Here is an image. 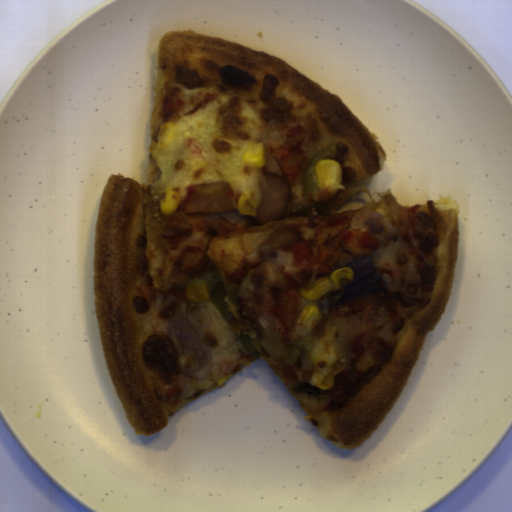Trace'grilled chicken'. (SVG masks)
<instances>
[{"label": "grilled chicken", "instance_id": "obj_1", "mask_svg": "<svg viewBox=\"0 0 512 512\" xmlns=\"http://www.w3.org/2000/svg\"><path fill=\"white\" fill-rule=\"evenodd\" d=\"M312 240H296L286 247L300 264H309L313 273L334 272L351 265L358 257L377 251V238L363 229L350 228L352 213L310 215Z\"/></svg>", "mask_w": 512, "mask_h": 512}, {"label": "grilled chicken", "instance_id": "obj_2", "mask_svg": "<svg viewBox=\"0 0 512 512\" xmlns=\"http://www.w3.org/2000/svg\"><path fill=\"white\" fill-rule=\"evenodd\" d=\"M380 287L376 292L348 303L335 304L331 315L348 323L345 339L352 344H364L372 335L371 322L375 317L392 321L399 314L398 291L404 273L393 264L384 263L377 269Z\"/></svg>", "mask_w": 512, "mask_h": 512}, {"label": "grilled chicken", "instance_id": "obj_3", "mask_svg": "<svg viewBox=\"0 0 512 512\" xmlns=\"http://www.w3.org/2000/svg\"><path fill=\"white\" fill-rule=\"evenodd\" d=\"M234 199L235 195L228 184L193 186L186 199L169 214L161 238L169 244V249L176 248L193 233L186 219L188 214L229 211Z\"/></svg>", "mask_w": 512, "mask_h": 512}, {"label": "grilled chicken", "instance_id": "obj_4", "mask_svg": "<svg viewBox=\"0 0 512 512\" xmlns=\"http://www.w3.org/2000/svg\"><path fill=\"white\" fill-rule=\"evenodd\" d=\"M307 133L308 131L304 127H292L288 131L285 141L271 155L279 164L288 186L294 185L297 175L304 165L306 153L303 144Z\"/></svg>", "mask_w": 512, "mask_h": 512}, {"label": "grilled chicken", "instance_id": "obj_5", "mask_svg": "<svg viewBox=\"0 0 512 512\" xmlns=\"http://www.w3.org/2000/svg\"><path fill=\"white\" fill-rule=\"evenodd\" d=\"M274 310L278 322L288 331L293 330L306 307V298L296 288L278 289L273 296Z\"/></svg>", "mask_w": 512, "mask_h": 512}, {"label": "grilled chicken", "instance_id": "obj_6", "mask_svg": "<svg viewBox=\"0 0 512 512\" xmlns=\"http://www.w3.org/2000/svg\"><path fill=\"white\" fill-rule=\"evenodd\" d=\"M421 205L411 207H399L396 212V221L400 235L405 243L406 250L416 263L421 267L425 256L419 246V240L414 238L413 231L417 223V210Z\"/></svg>", "mask_w": 512, "mask_h": 512}, {"label": "grilled chicken", "instance_id": "obj_7", "mask_svg": "<svg viewBox=\"0 0 512 512\" xmlns=\"http://www.w3.org/2000/svg\"><path fill=\"white\" fill-rule=\"evenodd\" d=\"M174 262L181 274L191 280L199 278L213 267L207 252L196 246L186 248Z\"/></svg>", "mask_w": 512, "mask_h": 512}]
</instances>
